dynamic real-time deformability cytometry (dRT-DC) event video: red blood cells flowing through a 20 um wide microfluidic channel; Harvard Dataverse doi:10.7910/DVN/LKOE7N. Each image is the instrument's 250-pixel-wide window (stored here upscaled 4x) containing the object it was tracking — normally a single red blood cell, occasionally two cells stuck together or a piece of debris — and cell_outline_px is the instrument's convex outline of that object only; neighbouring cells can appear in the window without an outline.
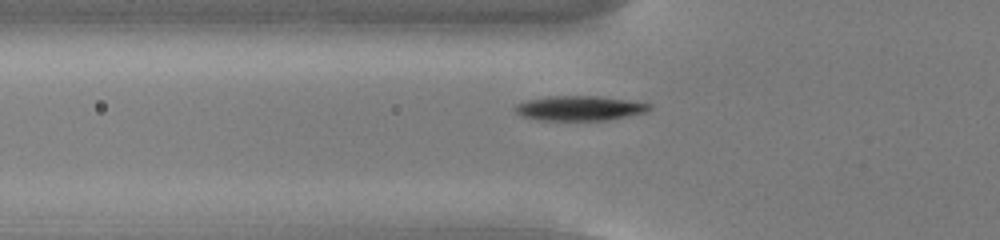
{"species": "common noctule bat (a hibernating species)", "species_latin": "Nyctalus noctula", "temperature_condition": "cold", "stored_images_in_passage": 42, "camera_frame_rate_fps": 3000, "um_per_image_px": 0.085, "animal": {"sex": "male", "body_mass_g": 13.0, "forearm_length_mm": 53.1}, "frame": {"image": 1, "passage_image": 9, "time_ms": 2.667, "image_size_px": [1000, 240], "cell_outline_px": [[652, 108], [644, 112], [628, 116], [604, 120], [540, 120], [520, 116], [512, 108], [516, 104], [528, 100], [548, 96], [600, 96], [652, 104]], "centroid_in_image_um": [49.22, 9.19], "position_along_channel_um": 76.6, "area_um2": 19.31}}
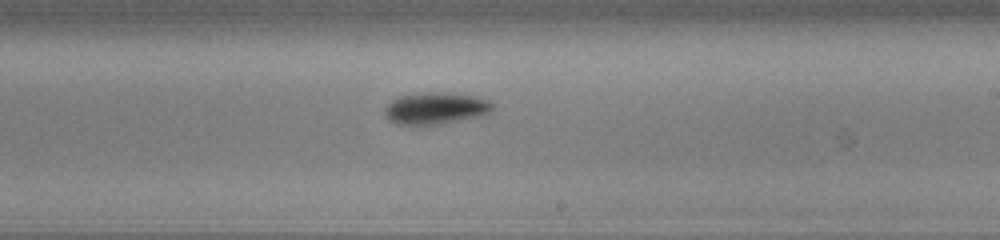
{"frame": {"image": 2, "passage_image": 23, "time_ms": 7.333, "image_size_px": [1000, 240], "cell_outline_px": [[492, 112], [480, 116], [436, 124], [400, 124], [388, 120], [384, 116], [384, 108], [392, 100], [400, 96], [424, 92], [448, 92], [472, 96], [488, 100], [492, 104]], "centroid_in_image_um": [37.0, 9.19], "position_along_channel_um": 252.0, "area_um2": 19.77}}
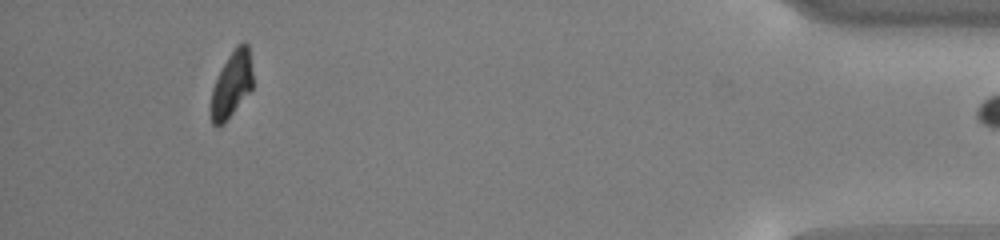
{"frame": {"image": 3, "passage_image": 41, "time_ms": 13.333, "image_size_px": [1000, 240], "cell_outline_px": [[252, 88], [224, 124], [212, 124], [212, 88], [228, 56], [236, 44], [248, 44], [252, 72]], "centroid_in_image_um": [19.71, 7.15], "position_along_channel_um": 415.5, "area_um2": 15.49}}